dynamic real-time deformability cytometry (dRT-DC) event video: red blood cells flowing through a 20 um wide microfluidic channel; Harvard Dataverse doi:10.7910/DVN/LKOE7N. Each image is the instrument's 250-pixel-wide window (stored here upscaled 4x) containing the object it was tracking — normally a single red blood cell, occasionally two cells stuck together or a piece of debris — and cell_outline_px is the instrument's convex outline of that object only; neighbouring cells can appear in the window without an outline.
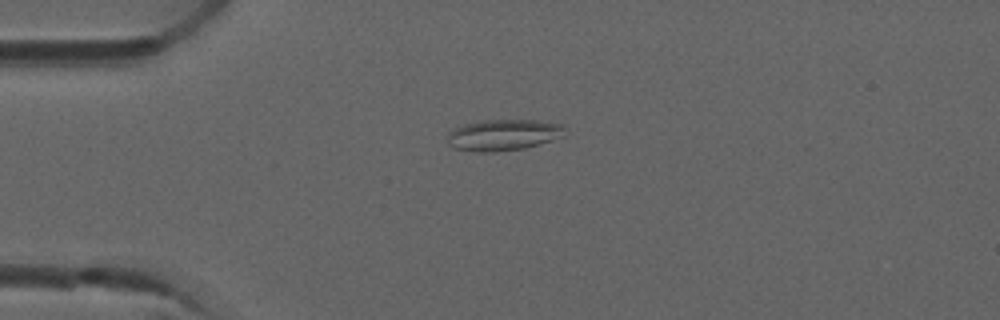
{"species": "common noctule bat (a hibernating species)", "species_latin": "Nyctalus noctula", "temperature_condition": "room temperature", "stored_images_in_passage": 2, "camera_frame_rate_fps": 3000, "um_per_image_px": 0.085, "animal": {"sex": "male", "forearm_length_mm": 52.5}, "frame": {"image": 1, "passage_image": 1, "time_ms": 0.0, "image_size_px": [1000, 320], "cell_outline_px": [[568, 128], [564, 136], [524, 148], [492, 152], [476, 152], [452, 148], [448, 144], [448, 132], [464, 124], [480, 120], [536, 120], [560, 124]], "centroid_in_image_um": [42.78, 11.47], "position_along_channel_um": 42.2, "area_um2": 21.44}}